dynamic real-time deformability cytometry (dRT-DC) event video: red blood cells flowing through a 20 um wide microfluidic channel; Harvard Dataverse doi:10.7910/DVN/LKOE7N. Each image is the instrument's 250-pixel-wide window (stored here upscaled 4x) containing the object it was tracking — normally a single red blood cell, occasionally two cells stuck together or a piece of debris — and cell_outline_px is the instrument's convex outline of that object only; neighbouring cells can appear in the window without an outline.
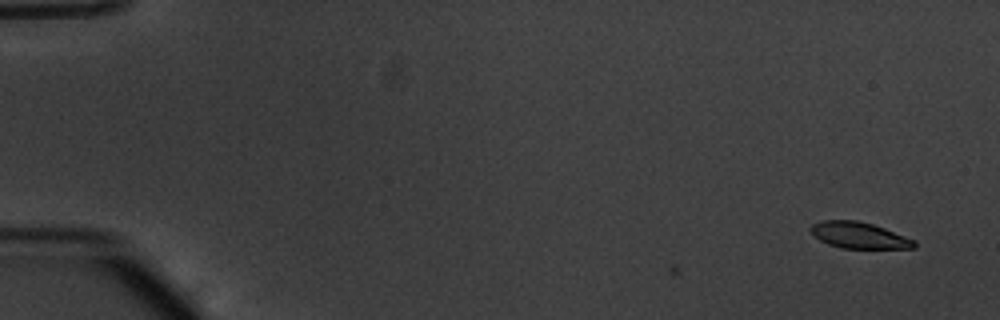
{"species": "common noctule bat (a hibernating species)", "species_latin": "Nyctalus noctula", "temperature_condition": "warm", "stored_images_in_passage": 2, "camera_frame_rate_fps": 3000, "um_per_image_px": 0.085, "animal": {"sex": "male", "body_mass_g": 20.1, "forearm_length_mm": 53.5}, "frame": {"image": 1, "passage_image": 2, "time_ms": 0.333, "image_size_px": [1000, 320], "cell_outline_px": [[916, 248], [840, 248], [828, 244], [820, 240], [808, 228], [812, 224], [820, 220], [856, 220], [872, 224], [884, 228], [916, 240]], "centroid_in_image_um": [73.01, 19.99], "position_along_channel_um": 12.0, "area_um2": 15.84}}